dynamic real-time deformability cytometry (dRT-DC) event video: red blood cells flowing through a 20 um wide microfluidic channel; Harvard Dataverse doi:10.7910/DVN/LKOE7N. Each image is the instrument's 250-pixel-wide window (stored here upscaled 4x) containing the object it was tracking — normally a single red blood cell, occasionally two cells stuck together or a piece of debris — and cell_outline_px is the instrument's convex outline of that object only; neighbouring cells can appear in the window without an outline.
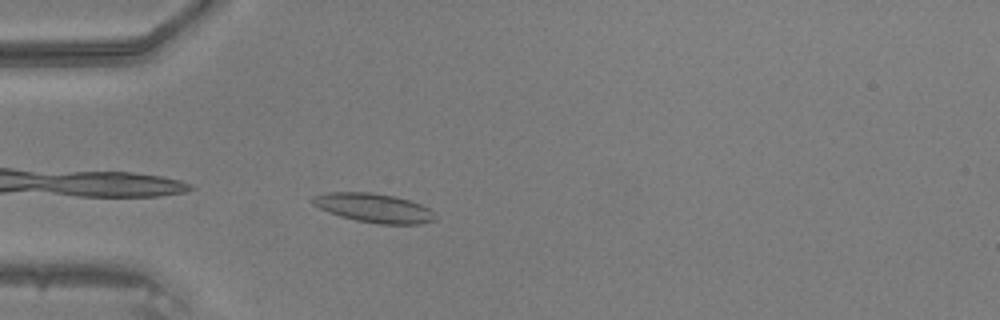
{"species": "common noctule bat (a hibernating species)", "species_latin": "Nyctalus noctula", "temperature_condition": "warm", "stored_images_in_passage": 35, "camera_frame_rate_fps": 3000, "um_per_image_px": 0.085, "animal": {"sex": "male", "body_mass_g": 20.5, "forearm_length_mm": 52.5}, "frame": {"image": 1, "passage_image": 1, "time_ms": 0.0, "image_size_px": [1000, 320], "cell_outline_px": [[436, 220], [420, 224], [380, 224], [356, 220], [340, 216], [328, 212], [312, 204], [312, 196], [328, 192], [372, 192], [396, 196], [420, 204], [428, 208], [436, 216]], "centroid_in_image_um": [31.77, 17.67], "position_along_channel_um": 53.2, "area_um2": 20.75}}
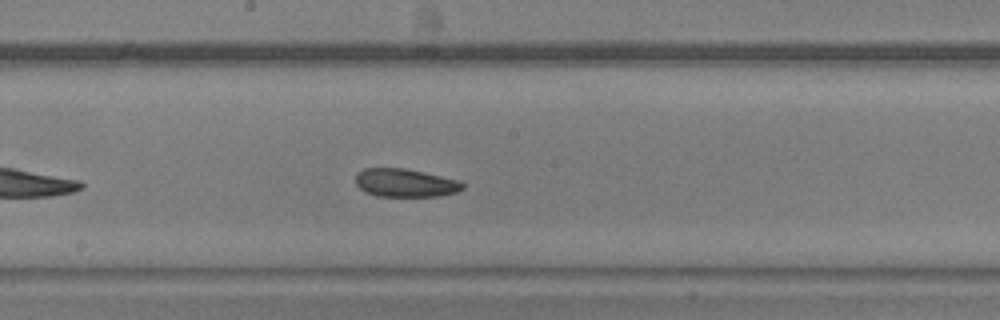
{"frame": {"image": 2, "passage_image": 13, "time_ms": 4.0, "image_size_px": [1000, 320], "cell_outline_px": [[464, 188], [456, 192], [440, 196], [376, 196], [364, 192], [356, 184], [356, 172], [364, 168], [404, 168], [424, 172], [460, 180], [464, 184]], "centroid_in_image_um": [34.44, 15.54], "position_along_channel_um": 213.8, "area_um2": 17.74}}
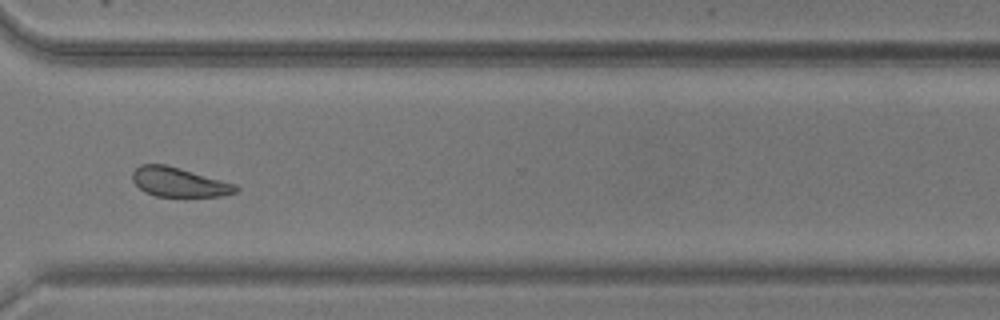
{"frame": {"image": 3, "passage_image": 23, "time_ms": 7.333, "image_size_px": [1000, 320], "cell_outline_px": [[240, 188], [236, 192], [224, 196], [156, 196], [144, 192], [132, 180], [132, 172], [140, 164], [164, 164], [180, 168], [236, 184]], "centroid_in_image_um": [15.21, 15.48], "position_along_channel_um": 355.4, "area_um2": 17.63}}